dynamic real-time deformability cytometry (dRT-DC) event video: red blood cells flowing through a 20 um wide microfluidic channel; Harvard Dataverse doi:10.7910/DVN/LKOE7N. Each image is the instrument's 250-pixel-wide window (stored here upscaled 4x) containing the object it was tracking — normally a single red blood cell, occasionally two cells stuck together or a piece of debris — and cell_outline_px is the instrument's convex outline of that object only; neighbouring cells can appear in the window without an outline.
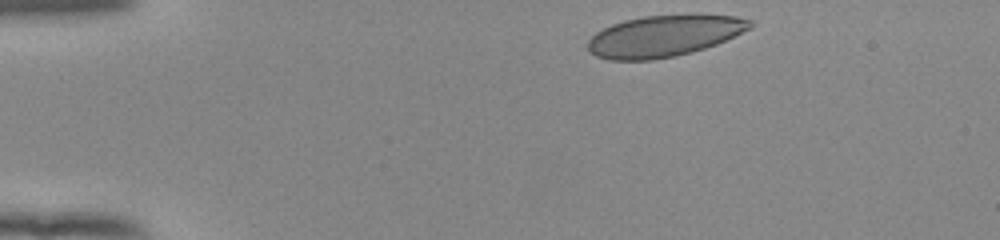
{"species": "human", "species_latin": "Homo sapiens", "temperature_condition": "room temperature", "stored_images_in_passage": 44, "camera_frame_rate_fps": 3000, "um_per_image_px": 0.085, "donor": {"sex": "female"}, "frame": {"image": 1, "passage_image": 1, "time_ms": 0.0, "image_size_px": [1000, 240], "cell_outline_px": [[752, 28], [716, 44], [692, 52], [676, 56], [652, 60], [608, 60], [596, 56], [588, 48], [588, 40], [596, 32], [612, 24], [624, 20], [644, 16], [736, 16], [752, 20]], "centroid_in_image_um": [56.42, 3.08], "position_along_channel_um": 28.6, "area_um2": 38.55}}
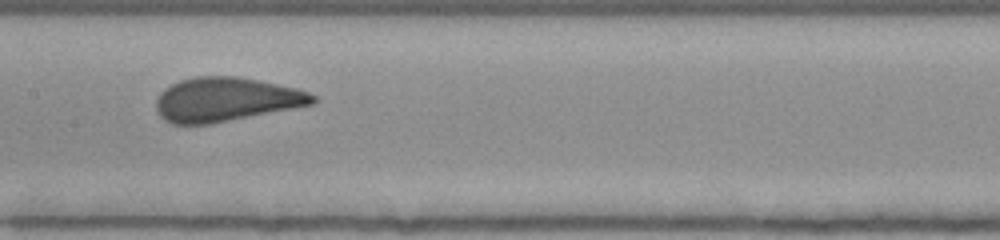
{"frame": {"image": 2, "passage_image": 19, "time_ms": 6.0, "image_size_px": [1000, 240], "cell_outline_px": [[316, 100], [312, 104], [292, 108], [208, 124], [172, 124], [164, 120], [160, 116], [156, 108], [156, 100], [172, 84], [180, 80], [196, 76], [236, 76], [296, 88], [308, 92], [316, 96]], "centroid_in_image_um": [19.19, 8.45], "position_along_channel_um": 188.2, "area_um2": 39.48}}
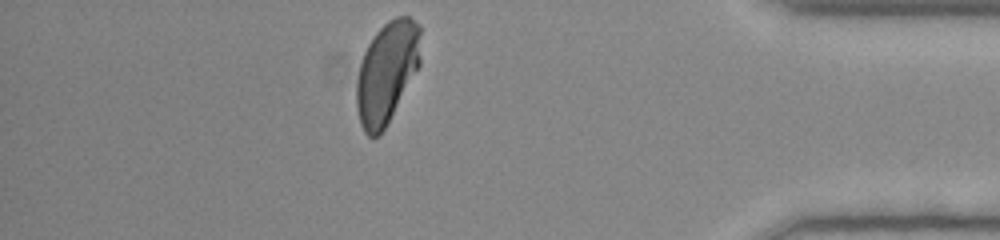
{"frame": {"image": 3, "passage_image": 38, "time_ms": 12.333, "image_size_px": [1000, 240], "cell_outline_px": [[420, 64], [380, 136], [368, 136], [364, 132], [360, 124], [356, 108], [356, 80], [360, 64], [364, 52], [368, 44], [376, 32], [388, 20], [396, 16], [408, 16], [420, 24]], "centroid_in_image_um": [32.86, 6.14], "position_along_channel_um": 402.3, "area_um2": 37.86}, "authors_computed_cell_mechanics": {"area_um2": 39.9398, "velocity_mm_per_s": 3.9236, "shape_relaxation_time_tau1_ms": 4.216, "shape_relaxation_time_tau2_ms": null, "deformation_change_tau1": 0.1288, "deformation_change_tau2": null}}